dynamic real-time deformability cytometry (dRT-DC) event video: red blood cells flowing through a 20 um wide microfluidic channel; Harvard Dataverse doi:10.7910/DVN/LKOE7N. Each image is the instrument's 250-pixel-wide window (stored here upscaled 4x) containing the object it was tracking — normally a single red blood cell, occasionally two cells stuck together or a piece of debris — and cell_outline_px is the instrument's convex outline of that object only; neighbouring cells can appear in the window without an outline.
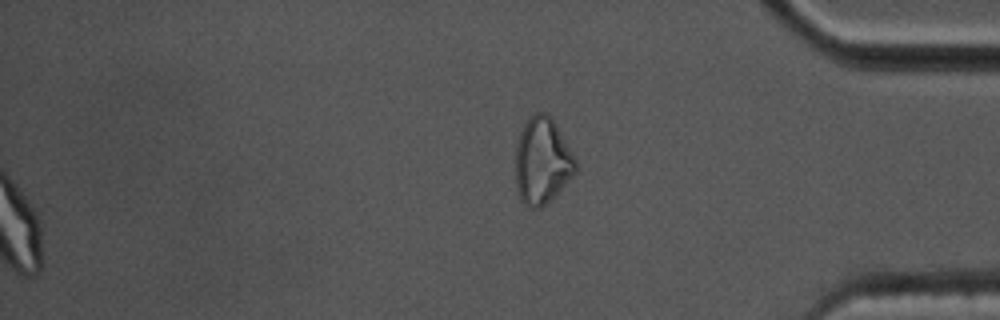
{"species": "common noctule bat (a hibernating species)", "species_latin": "Nyctalus noctula", "temperature_condition": "cold", "stored_images_in_passage": 58, "segment_of_instrument_passage": [2, 2], "camera_frame_rate_fps": 3000, "um_per_image_px": 0.085, "animal": {"sex": "male", "body_mass_g": 17.5, "forearm_length_mm": 52.3}, "frame": {"image": 1, "passage_image": 58, "time_ms": 19.0, "image_size_px": [1000, 320], "cell_outline_px": [[576, 172], [540, 208], [528, 208], [520, 200], [516, 188], [516, 144], [520, 132], [524, 124], [536, 112], [544, 112], [552, 116], [572, 152], [576, 160]], "centroid_in_image_um": [46.07, 13.66], "position_along_channel_um": 389.1, "area_um2": 30.0}}